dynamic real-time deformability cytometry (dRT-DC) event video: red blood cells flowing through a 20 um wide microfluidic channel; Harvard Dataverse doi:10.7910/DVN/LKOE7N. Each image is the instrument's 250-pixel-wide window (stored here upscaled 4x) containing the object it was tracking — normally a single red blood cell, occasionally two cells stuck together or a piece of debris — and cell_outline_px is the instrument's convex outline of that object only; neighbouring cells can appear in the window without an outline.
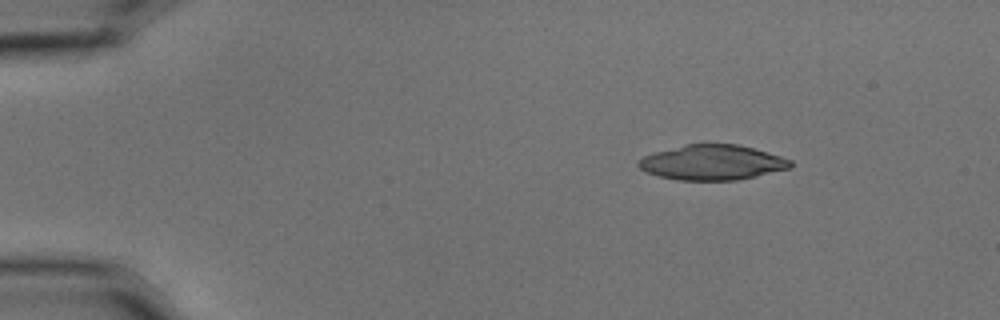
{"species": "common noctule bat (a hibernating species)", "species_latin": "Nyctalus noctula", "temperature_condition": "cold", "stored_images_in_passage": 4, "camera_frame_rate_fps": 3000, "um_per_image_px": 0.085, "animal": {"sex": "male", "body_mass_g": 15.6}, "frame": {"image": 1, "passage_image": 1, "time_ms": 0.0, "image_size_px": [1000, 320], "cell_outline_px": [[792, 168], [756, 176], [736, 180], [676, 180], [660, 176], [648, 172], [640, 168], [636, 164], [636, 160], [652, 152], [684, 144], [704, 140], [740, 144], [768, 152], [792, 160]], "centroid_in_image_um": [60.53, 13.76], "position_along_channel_um": 24.5, "area_um2": 32.08}}